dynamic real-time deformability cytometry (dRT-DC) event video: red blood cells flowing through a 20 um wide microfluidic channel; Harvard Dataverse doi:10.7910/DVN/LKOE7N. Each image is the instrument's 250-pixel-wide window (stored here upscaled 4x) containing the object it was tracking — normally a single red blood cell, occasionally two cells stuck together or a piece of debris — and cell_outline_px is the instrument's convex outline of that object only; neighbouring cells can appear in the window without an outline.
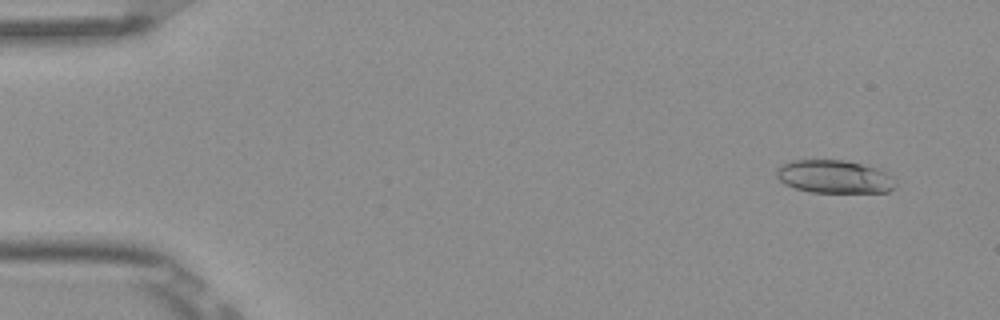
{"species": "Egyptian fruit bat (a non-hibernating species)", "species_latin": "Rousettus aegyptiacus", "temperature_condition": "room temperature", "stored_images_in_passage": 6, "camera_frame_rate_fps": 3000, "um_per_image_px": 0.085, "frame": {"image": 1, "passage_image": 1, "time_ms": 0.0, "image_size_px": [1000, 320], "cell_outline_px": [[896, 188], [888, 192], [812, 192], [796, 188], [784, 184], [776, 176], [776, 168], [780, 164], [788, 160], [844, 160], [880, 168], [888, 172], [892, 176], [896, 184]], "centroid_in_image_um": [70.93, 15.01], "position_along_channel_um": 14.1, "area_um2": 23.29}}
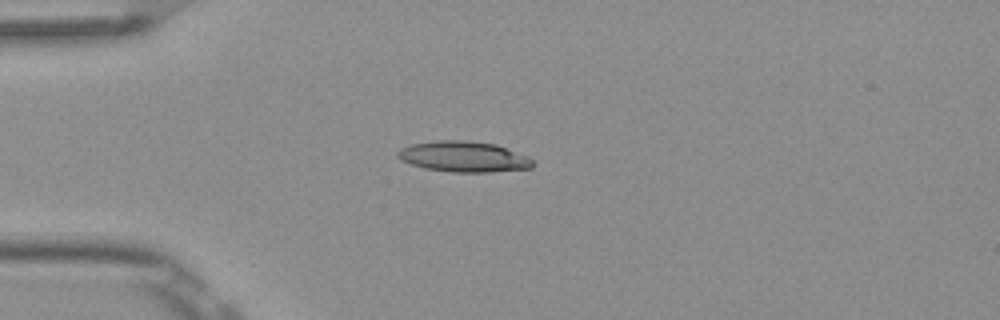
{"frame": {"image": 2, "passage_image": 4, "time_ms": 1.0, "image_size_px": [1000, 320], "cell_outline_px": [[536, 164], [532, 168], [488, 172], [452, 172], [424, 168], [400, 160], [396, 156], [396, 152], [400, 148], [412, 144], [436, 140], [464, 140], [496, 144], [528, 156]], "centroid_in_image_um": [39.41, 13.31], "position_along_channel_um": 45.6, "area_um2": 24.28}}
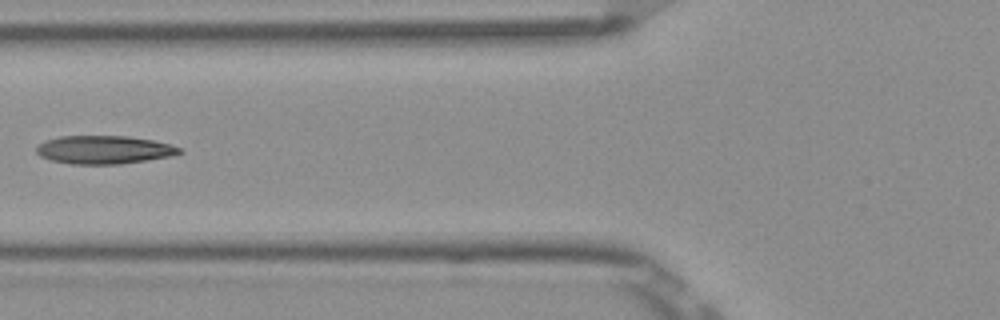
{"frame": {"image": 3, "passage_image": 6, "time_ms": 1.667, "image_size_px": [1000, 320], "cell_outline_px": [[184, 152], [172, 156], [120, 164], [72, 164], [52, 160], [40, 156], [36, 152], [36, 148], [44, 140], [60, 136], [128, 136], [152, 140], [172, 144], [180, 148]], "centroid_in_image_um": [8.86, 12.72], "position_along_channel_um": 116.9, "area_um2": 23.58}}